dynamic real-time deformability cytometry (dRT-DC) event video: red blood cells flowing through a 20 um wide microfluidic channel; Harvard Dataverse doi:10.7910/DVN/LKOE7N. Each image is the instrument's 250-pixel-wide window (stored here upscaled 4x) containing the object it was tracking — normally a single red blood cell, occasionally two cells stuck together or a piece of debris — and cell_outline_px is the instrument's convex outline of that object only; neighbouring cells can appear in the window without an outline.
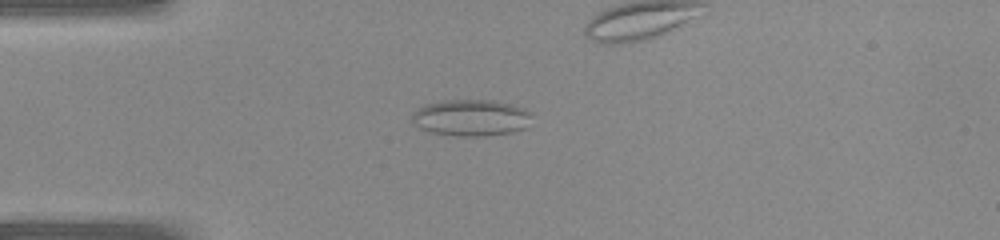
{"species": "common noctule bat (a hibernating species)", "species_latin": "Nyctalus noctula", "temperature_condition": "warm", "stored_images_in_passage": 23, "camera_frame_rate_fps": 3000, "um_per_image_px": 0.085, "animal": {"sex": "female", "body_mass_g": 22.0, "forearm_length_mm": 56.7}, "frame": {"image": 1, "passage_image": 1, "time_ms": 0.0, "image_size_px": [1000, 240], "cell_outline_px": [[532, 112], [528, 128], [512, 132], [484, 136], [456, 136], [432, 132], [420, 128], [412, 120], [412, 116], [424, 104], [444, 100], [492, 100], [512, 104], [524, 108]], "centroid_in_image_um": [40.1, 10.01], "position_along_channel_um": 44.9, "area_um2": 25.55}}
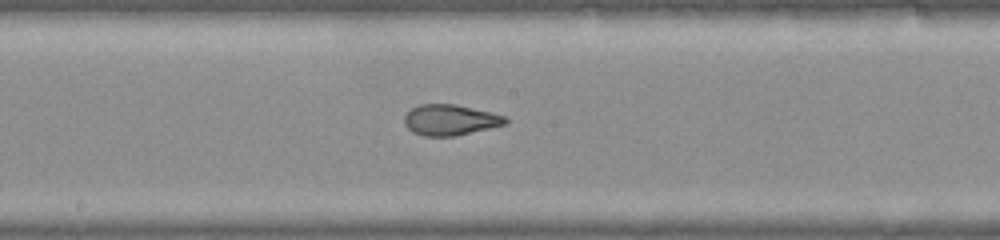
{"frame": {"image": 2, "passage_image": 12, "time_ms": 3.667, "image_size_px": [1000, 240], "cell_outline_px": [[508, 120], [504, 124], [456, 136], [424, 136], [412, 132], [404, 124], [404, 116], [412, 108], [420, 104], [456, 104], [504, 116]], "centroid_in_image_um": [38.2, 10.2], "position_along_channel_um": 210.0, "area_um2": 17.86}}
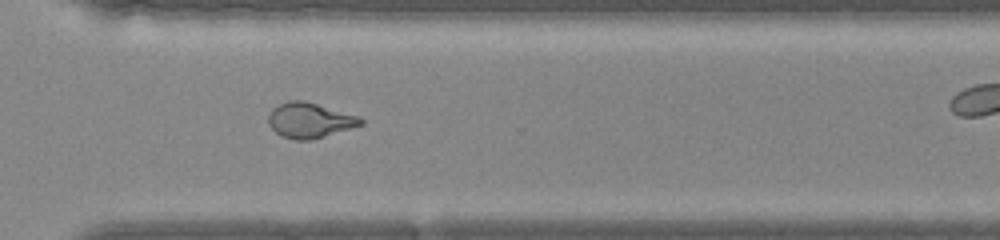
{"frame": {"image": 3, "passage_image": 20, "time_ms": 6.333, "image_size_px": [1000, 240], "cell_outline_px": [[364, 124], [312, 140], [296, 140], [284, 136], [276, 132], [268, 124], [268, 116], [272, 108], [280, 104], [292, 100], [304, 100], [360, 116], [364, 120]], "centroid_in_image_um": [26.35, 10.22], "position_along_channel_um": 344.3, "area_um2": 18.9}}